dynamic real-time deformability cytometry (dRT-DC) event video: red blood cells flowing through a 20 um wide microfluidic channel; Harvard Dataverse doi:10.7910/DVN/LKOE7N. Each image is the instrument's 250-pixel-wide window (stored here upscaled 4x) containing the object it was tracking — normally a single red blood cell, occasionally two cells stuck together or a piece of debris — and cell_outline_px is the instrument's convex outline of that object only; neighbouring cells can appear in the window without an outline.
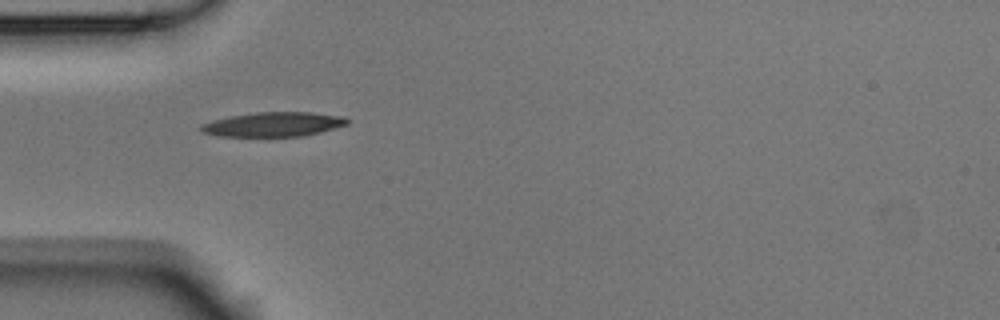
{"species": "Egyptian fruit bat (a non-hibernating species)", "species_latin": "Rousettus aegyptiacus", "temperature_condition": "room temperature", "stored_images_in_passage": 2, "camera_frame_rate_fps": 3000, "um_per_image_px": 0.085, "animal": {"sex": "male"}, "frame": {"image": 1, "passage_image": 1, "time_ms": 0.0, "image_size_px": [1000, 320], "cell_outline_px": [[348, 124], [320, 132], [304, 136], [216, 136], [200, 132], [200, 124], [212, 120], [232, 116], [256, 112], [312, 112], [344, 116], [348, 120]], "centroid_in_image_um": [23.22, 10.57], "position_along_channel_um": 61.8, "area_um2": 20.87}}
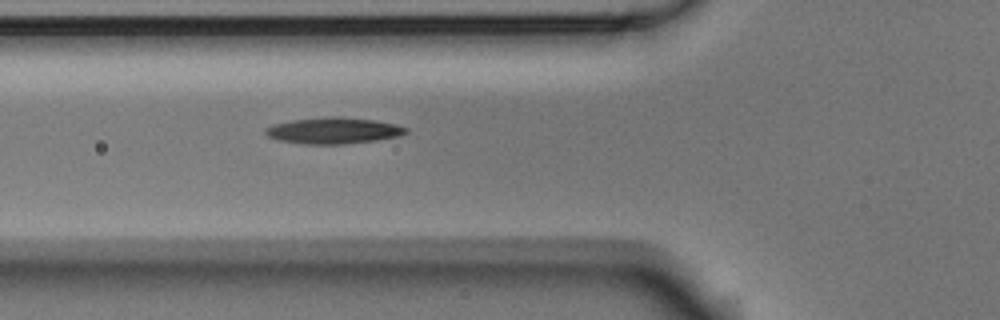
{"frame": {"image": 2, "passage_image": 2, "time_ms": 0.333, "image_size_px": [1000, 320], "cell_outline_px": [[408, 132], [400, 136], [376, 140], [344, 144], [304, 144], [276, 140], [268, 136], [264, 132], [264, 128], [272, 124], [292, 120], [328, 116], [340, 116], [376, 120], [396, 124], [408, 128]], "centroid_in_image_um": [28.33, 11.09], "position_along_channel_um": 97.5, "area_um2": 21.79}}